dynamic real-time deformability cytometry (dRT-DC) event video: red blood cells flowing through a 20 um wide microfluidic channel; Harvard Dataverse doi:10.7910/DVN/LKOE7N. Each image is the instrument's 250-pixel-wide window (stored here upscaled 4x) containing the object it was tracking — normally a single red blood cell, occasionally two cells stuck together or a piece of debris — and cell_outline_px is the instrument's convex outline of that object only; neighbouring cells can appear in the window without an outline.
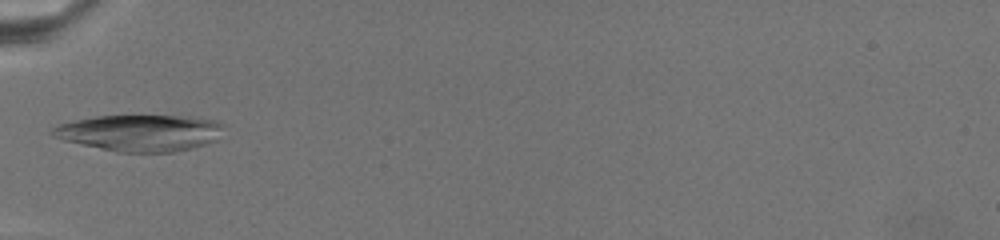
{"species": "common noctule bat (a hibernating species)", "species_latin": "Nyctalus noctula", "temperature_condition": "warm", "stored_images_in_passage": 3, "camera_frame_rate_fps": 3000, "um_per_image_px": 0.085, "animal": {"sex": "female", "body_mass_g": 19.5, "forearm_length_mm": 54.1}, "frame": {"image": 1, "passage_image": 1, "time_ms": 0.0, "image_size_px": [1000, 240], "cell_outline_px": [[224, 124], [216, 140], [192, 148], [176, 152], [116, 152], [64, 140], [52, 136], [48, 132], [56, 124], [72, 120], [96, 116], [188, 116], [216, 120]], "centroid_in_image_um": [11.86, 11.29], "position_along_channel_um": 73.1, "area_um2": 36.53}}
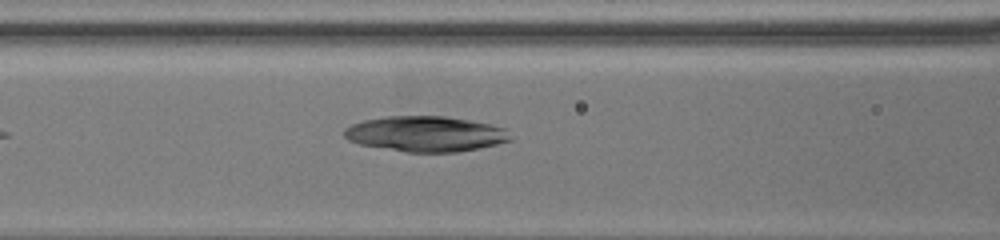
{"frame": {"image": 2, "passage_image": 3, "time_ms": 2.0, "image_size_px": [1000, 240], "cell_outline_px": [[512, 140], [480, 148], [456, 152], [404, 152], [360, 144], [348, 140], [344, 136], [344, 128], [352, 124], [364, 120], [384, 116], [448, 116], [488, 124], [504, 128]], "centroid_in_image_um": [36.14, 11.38], "position_along_channel_um": 130.5, "area_um2": 34.22}}